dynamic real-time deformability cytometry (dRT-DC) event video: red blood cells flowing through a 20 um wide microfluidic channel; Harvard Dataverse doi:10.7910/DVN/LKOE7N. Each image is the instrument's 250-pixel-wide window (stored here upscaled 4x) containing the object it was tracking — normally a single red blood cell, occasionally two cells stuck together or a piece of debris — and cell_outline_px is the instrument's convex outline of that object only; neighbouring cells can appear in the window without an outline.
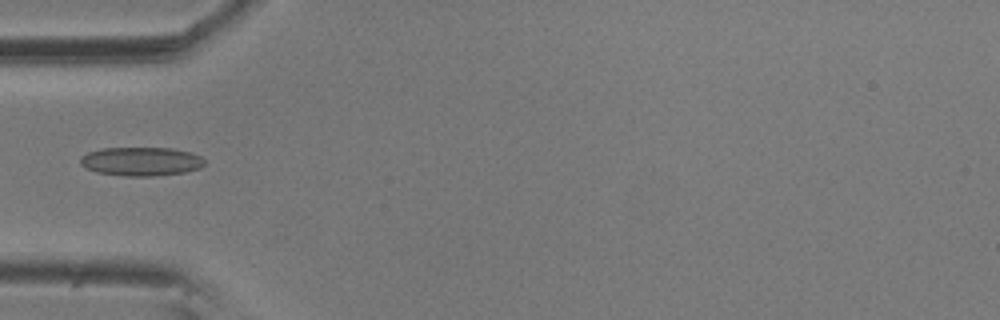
{"species": "common noctule bat (a hibernating species)", "species_latin": "Nyctalus noctula", "temperature_condition": "room temperature", "stored_images_in_passage": 6, "camera_frame_rate_fps": 3000, "um_per_image_px": 0.085, "animal": {"sex": "male", "body_mass_g": 20.5, "forearm_length_mm": 52.5}, "frame": {"image": 1, "passage_image": 4, "time_ms": 1.0, "image_size_px": [1000, 320], "cell_outline_px": [[204, 164], [200, 168], [184, 172], [152, 176], [124, 176], [96, 172], [84, 168], [80, 164], [80, 156], [88, 152], [104, 148], [172, 148], [192, 152], [200, 156], [204, 160]], "centroid_in_image_um": [11.97, 13.72], "position_along_channel_um": 73.0, "area_um2": 20.92}}
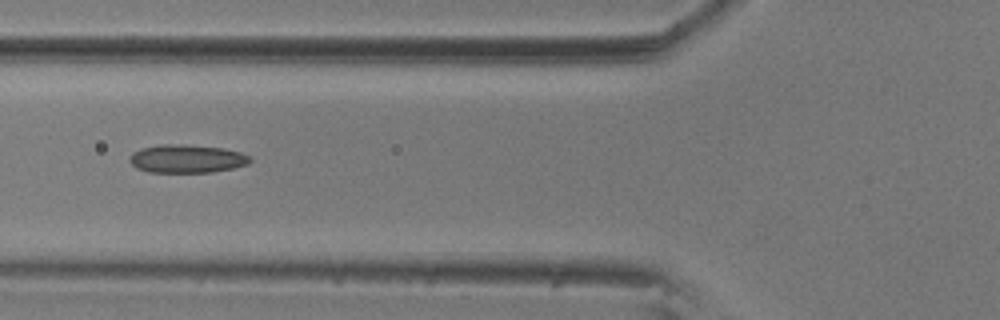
{"frame": {"image": 2, "passage_image": 5, "time_ms": 1.333, "image_size_px": [1000, 320], "cell_outline_px": [[252, 160], [248, 164], [232, 168], [212, 172], [148, 172], [136, 168], [128, 160], [128, 156], [132, 152], [140, 148], [160, 144], [184, 144], [224, 148], [240, 152], [248, 156]], "centroid_in_image_um": [15.83, 13.48], "position_along_channel_um": 110.0, "area_um2": 20.0}}
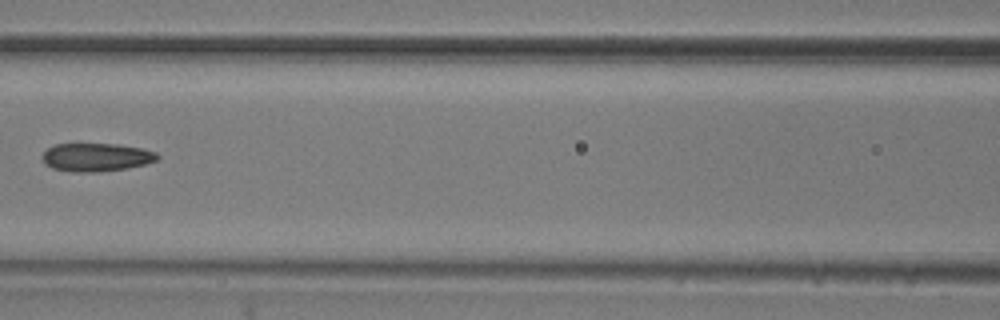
{"frame": {"image": 3, "passage_image": 6, "time_ms": 1.667, "image_size_px": [1000, 320], "cell_outline_px": [[160, 156], [156, 160], [144, 164], [128, 168], [96, 172], [72, 172], [52, 168], [44, 164], [40, 156], [48, 148], [56, 144], [116, 144], [144, 148], [156, 152]], "centroid_in_image_um": [8.16, 13.36], "position_along_channel_um": 158.4, "area_um2": 19.07}}